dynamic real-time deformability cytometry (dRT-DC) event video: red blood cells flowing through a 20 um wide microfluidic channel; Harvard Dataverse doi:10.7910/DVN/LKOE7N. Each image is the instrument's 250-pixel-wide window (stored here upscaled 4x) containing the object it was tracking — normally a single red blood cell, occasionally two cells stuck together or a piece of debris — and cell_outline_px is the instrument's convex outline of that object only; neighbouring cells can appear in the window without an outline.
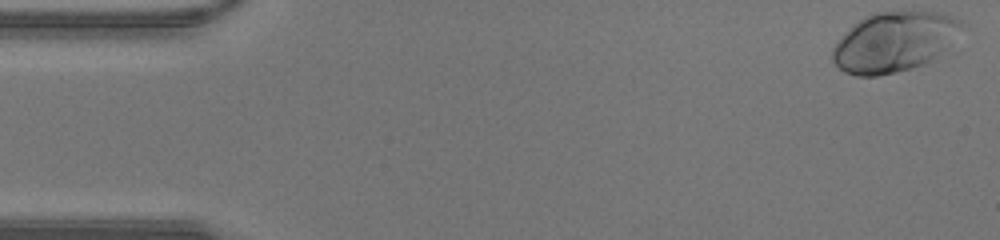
{"species": "human", "species_latin": "Homo sapiens", "temperature_condition": "warm", "stored_images_in_passage": 42, "camera_frame_rate_fps": 3000, "um_per_image_px": 0.085, "donor": {"sex": "male"}, "frame": {"image": 1, "passage_image": 1, "time_ms": 0.0, "image_size_px": [1000, 240], "cell_outline_px": [[960, 24], [940, 48], [924, 64], [912, 68], [876, 76], [856, 76], [844, 72], [832, 60], [832, 48], [848, 28], [852, 24], [864, 16], [876, 12], [936, 12], [952, 16], [960, 20]], "centroid_in_image_um": [75.81, 3.56], "position_along_channel_um": 9.2, "area_um2": 43.29}}
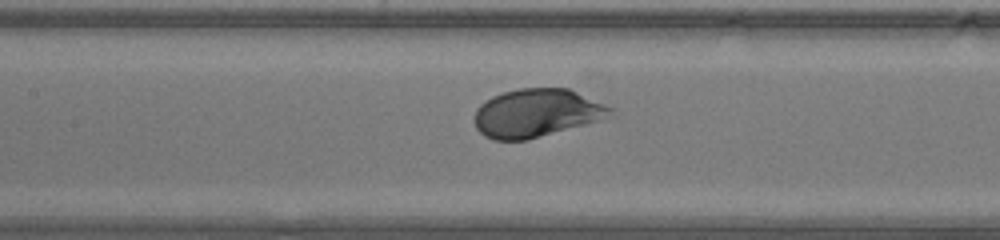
{"frame": {"image": 2, "passage_image": 19, "time_ms": 6.0, "image_size_px": [1000, 240], "cell_outline_px": [[616, 116], [528, 140], [492, 140], [484, 136], [476, 128], [476, 108], [480, 104], [492, 96], [504, 92], [520, 88], [568, 88], [604, 104], [612, 108]], "centroid_in_image_um": [45.64, 9.62], "position_along_channel_um": 161.8, "area_um2": 38.26}}
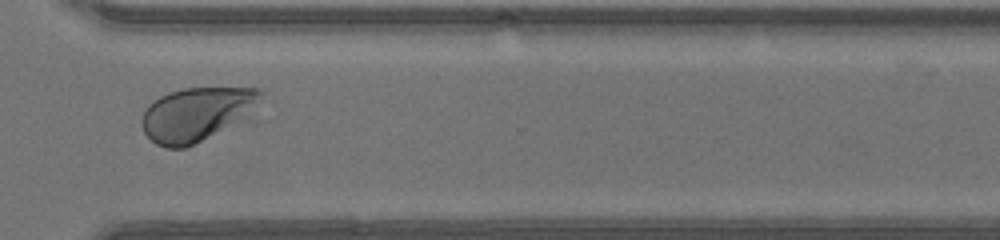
{"frame": {"image": 3, "passage_image": 31, "time_ms": 10.0, "image_size_px": [1000, 240], "cell_outline_px": [[264, 96], [244, 116], [200, 140], [184, 148], [164, 148], [156, 144], [144, 132], [140, 120], [148, 104], [160, 96], [168, 92], [184, 88], [260, 88], [264, 92]], "centroid_in_image_um": [16.62, 9.67], "position_along_channel_um": 354.0, "area_um2": 36.18}}